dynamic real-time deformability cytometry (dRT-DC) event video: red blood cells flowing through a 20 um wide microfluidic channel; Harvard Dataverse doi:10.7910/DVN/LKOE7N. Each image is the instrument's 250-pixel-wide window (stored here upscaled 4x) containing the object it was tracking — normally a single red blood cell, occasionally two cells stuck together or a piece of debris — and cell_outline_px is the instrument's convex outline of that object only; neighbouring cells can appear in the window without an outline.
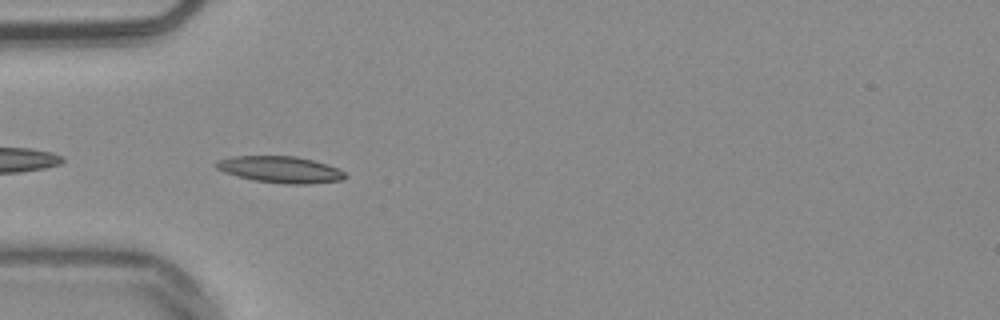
{"species": "common noctule bat (a hibernating species)", "species_latin": "Nyctalus noctula", "temperature_condition": "warm", "stored_images_in_passage": 11, "camera_frame_rate_fps": 3000, "um_per_image_px": 0.085, "animal": {"sex": "male", "body_mass_g": 20.4}, "frame": {"image": 1, "passage_image": 2, "time_ms": 0.333, "image_size_px": [1000, 320], "cell_outline_px": [[348, 176], [344, 180], [308, 184], [288, 184], [252, 180], [236, 176], [224, 172], [216, 168], [212, 164], [216, 160], [232, 156], [296, 156], [328, 164], [340, 168]], "centroid_in_image_um": [23.83, 14.41], "position_along_channel_um": 61.2, "area_um2": 20.29}}
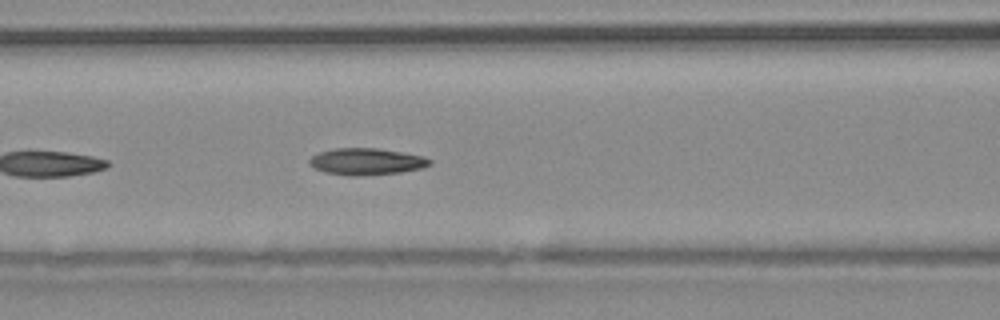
{"frame": {"image": 2, "passage_image": 8, "time_ms": 2.333, "image_size_px": [1000, 320], "cell_outline_px": [[432, 164], [420, 168], [400, 172], [356, 176], [348, 176], [324, 172], [312, 168], [308, 164], [308, 160], [312, 156], [320, 152], [336, 148], [376, 148], [424, 156], [432, 160]], "centroid_in_image_um": [31.1, 13.74], "position_along_channel_um": 135.5, "area_um2": 18.73}}